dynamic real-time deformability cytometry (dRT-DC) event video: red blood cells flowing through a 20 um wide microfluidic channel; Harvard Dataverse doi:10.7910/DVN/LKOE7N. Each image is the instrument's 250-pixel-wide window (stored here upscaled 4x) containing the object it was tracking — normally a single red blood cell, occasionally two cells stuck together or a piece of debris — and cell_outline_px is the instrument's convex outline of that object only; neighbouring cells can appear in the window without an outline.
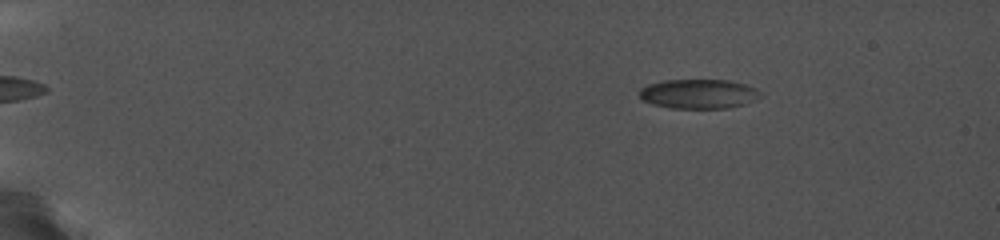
{"species": "common noctule bat (a hibernating species)", "species_latin": "Nyctalus noctula", "temperature_condition": "cold", "stored_images_in_passage": 66, "camera_frame_rate_fps": 5000, "um_per_image_px": 0.085, "animal": {"sex": "female", "body_mass_g": 19.0, "forearm_length_mm": 56.7}, "frame": {"image": 1, "passage_image": 14, "time_ms": 3.2, "image_size_px": [1000, 240], "cell_outline_px": [[764, 96], [756, 100], [744, 104], [728, 108], [672, 108], [652, 104], [640, 100], [640, 88], [648, 84], [664, 80], [728, 80], [744, 84], [756, 88]], "centroid_in_image_um": [59.39, 7.98], "position_along_channel_um": 25.6, "area_um2": 20.92}}
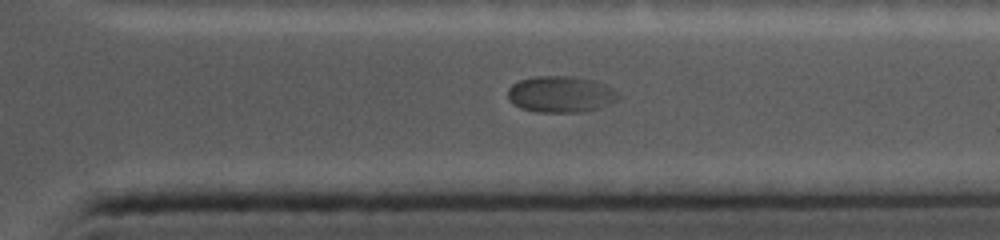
{"frame": {"image": 2, "passage_image": 57, "time_ms": 15.6, "image_size_px": [1000, 240], "cell_outline_px": [[596, 108], [580, 112], [536, 112], [520, 108], [508, 96], [508, 92], [512, 84], [520, 80], [544, 76], [568, 76], [584, 80], [596, 96]], "centroid_in_image_um": [47.01, 8.04], "position_along_channel_um": 364.4, "area_um2": 19.25}}
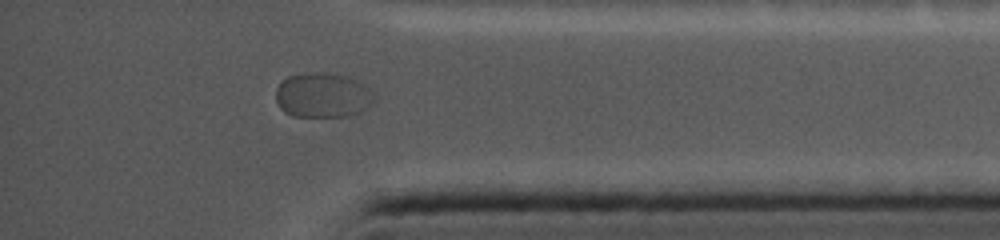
{"frame": {"image": 3, "passage_image": 61, "time_ms": 16.8, "image_size_px": [1000, 240], "cell_outline_px": [[368, 104], [364, 108], [356, 112], [344, 116], [292, 116], [284, 112], [280, 108], [276, 100], [276, 92], [280, 84], [288, 76], [336, 76]], "centroid_in_image_um": [26.99, 8.24], "position_along_channel_um": 408.2, "area_um2": 21.33}}